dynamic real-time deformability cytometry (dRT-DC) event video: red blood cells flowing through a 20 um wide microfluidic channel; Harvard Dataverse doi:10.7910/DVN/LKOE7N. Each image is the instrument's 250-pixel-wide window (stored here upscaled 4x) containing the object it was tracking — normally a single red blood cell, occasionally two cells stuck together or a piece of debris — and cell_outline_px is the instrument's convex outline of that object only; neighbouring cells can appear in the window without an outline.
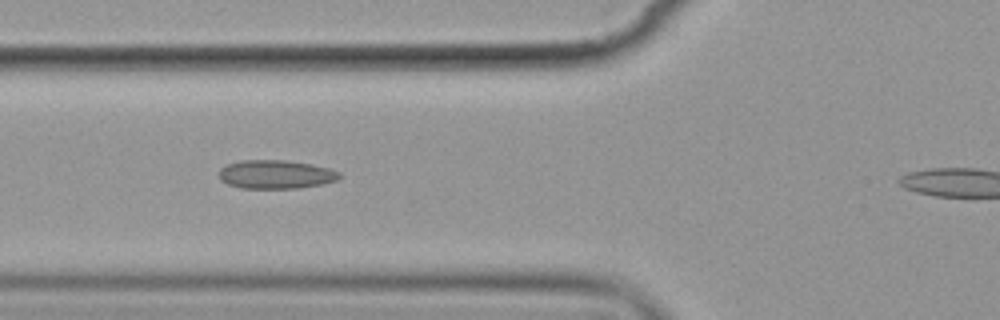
{"species": "common noctule bat (a hibernating species)", "species_latin": "Nyctalus noctula", "temperature_condition": "cold", "stored_images_in_passage": 13, "camera_frame_rate_fps": 3000, "um_per_image_px": 0.085, "animal": {"sex": "female", "body_mass_g": 19.9}, "frame": {"image": 1, "passage_image": 4, "time_ms": 4.667, "image_size_px": [1000, 320], "cell_outline_px": [[340, 176], [336, 180], [320, 184], [296, 188], [240, 188], [228, 184], [220, 180], [220, 168], [228, 164], [244, 160], [284, 160], [312, 164], [328, 168], [340, 172]], "centroid_in_image_um": [23.42, 14.82], "position_along_channel_um": 102.4, "area_um2": 19.88}}
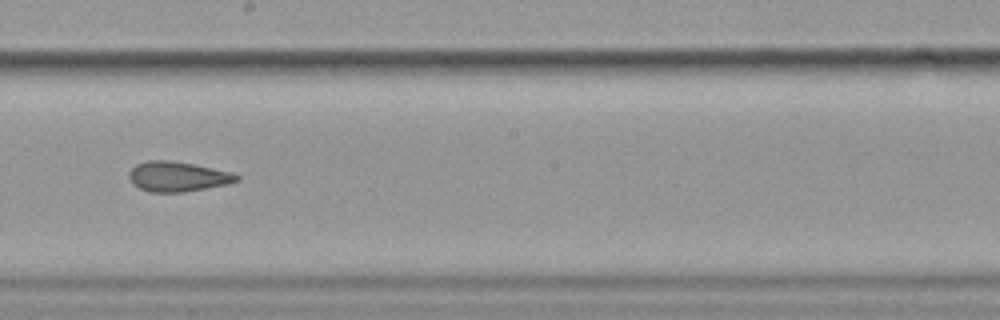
{"frame": {"image": 2, "passage_image": 7, "time_ms": 8.333, "image_size_px": [1000, 320], "cell_outline_px": [[240, 180], [228, 184], [184, 192], [148, 192], [132, 184], [128, 176], [128, 172], [136, 164], [148, 160], [168, 160], [192, 164], [232, 172], [240, 176]], "centroid_in_image_um": [15.08, 15.01], "position_along_channel_um": 233.1, "area_um2": 18.84}}
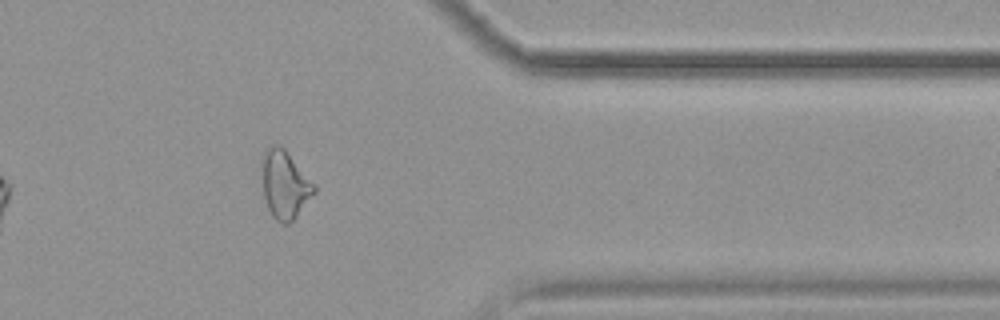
{"frame": {"image": 3, "passage_image": 11, "time_ms": 13.0, "image_size_px": [1000, 320], "cell_outline_px": [[316, 192], [296, 216], [288, 224], [284, 224], [276, 220], [272, 216], [268, 208], [264, 196], [260, 168], [260, 160], [264, 152], [272, 144], [280, 144], [284, 148], [316, 184]], "centroid_in_image_um": [24.19, 15.65], "position_along_channel_um": 387.2, "area_um2": 21.04}, "authors_computed_cell_mechanics": {"area_um2": 19.8832, "velocity_mm_per_s": 3.5766, "shape_relaxation_time_tau1_ms": null, "shape_relaxation_time_tau2_ms": 1.9844, "deformation_change_tau1": null, "deformation_change_tau2": 0.0693}}